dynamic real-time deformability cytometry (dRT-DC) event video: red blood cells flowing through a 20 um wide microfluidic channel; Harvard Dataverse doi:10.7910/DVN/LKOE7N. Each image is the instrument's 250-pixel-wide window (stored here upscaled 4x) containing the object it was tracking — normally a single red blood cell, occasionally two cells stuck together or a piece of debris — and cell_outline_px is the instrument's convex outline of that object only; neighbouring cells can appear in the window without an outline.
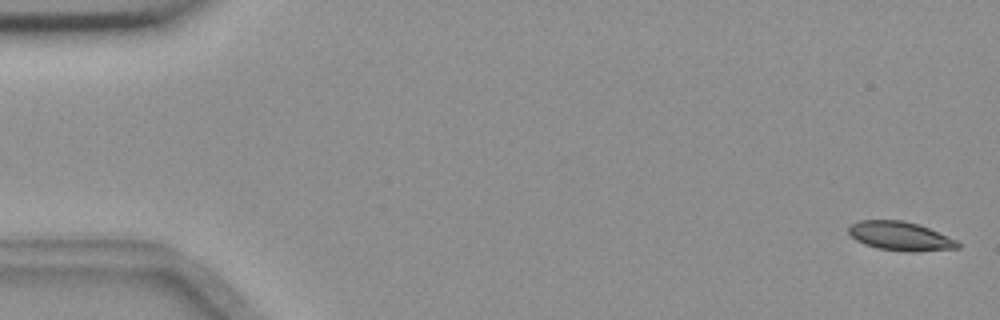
{"species": "common noctule bat (a hibernating species)", "species_latin": "Nyctalus noctula", "temperature_condition": "room temperature", "stored_images_in_passage": 6, "camera_frame_rate_fps": 3000, "um_per_image_px": 0.085, "animal": {"sex": "female", "body_mass_g": 18.4}, "frame": {"image": 1, "passage_image": 1, "time_ms": 0.0, "image_size_px": [1000, 320], "cell_outline_px": [[960, 248], [912, 252], [908, 252], [876, 248], [864, 244], [856, 240], [848, 232], [848, 228], [852, 224], [860, 220], [904, 220], [928, 228], [956, 240], [960, 244]], "centroid_in_image_um": [76.51, 20.08], "position_along_channel_um": 8.5, "area_um2": 18.26}}
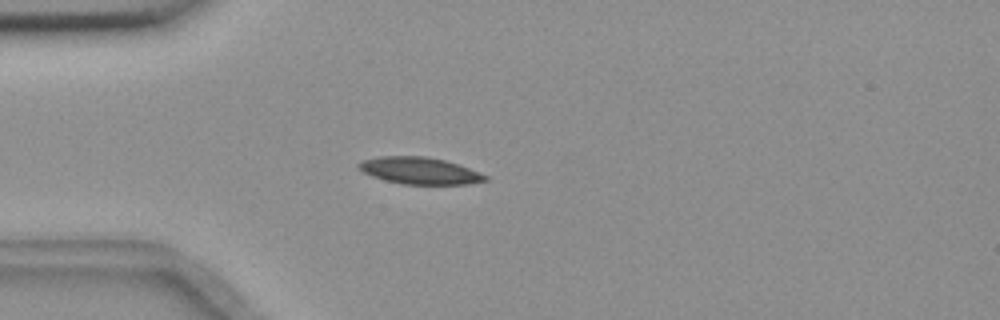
{"frame": {"image": 2, "passage_image": 5, "time_ms": 1.333, "image_size_px": [1000, 320], "cell_outline_px": [[488, 180], [468, 184], [404, 184], [384, 180], [372, 176], [356, 168], [356, 164], [364, 160], [380, 156], [424, 156], [444, 160], [480, 172], [488, 176]], "centroid_in_image_um": [35.65, 14.51], "position_along_channel_um": 49.4, "area_um2": 19.71}}